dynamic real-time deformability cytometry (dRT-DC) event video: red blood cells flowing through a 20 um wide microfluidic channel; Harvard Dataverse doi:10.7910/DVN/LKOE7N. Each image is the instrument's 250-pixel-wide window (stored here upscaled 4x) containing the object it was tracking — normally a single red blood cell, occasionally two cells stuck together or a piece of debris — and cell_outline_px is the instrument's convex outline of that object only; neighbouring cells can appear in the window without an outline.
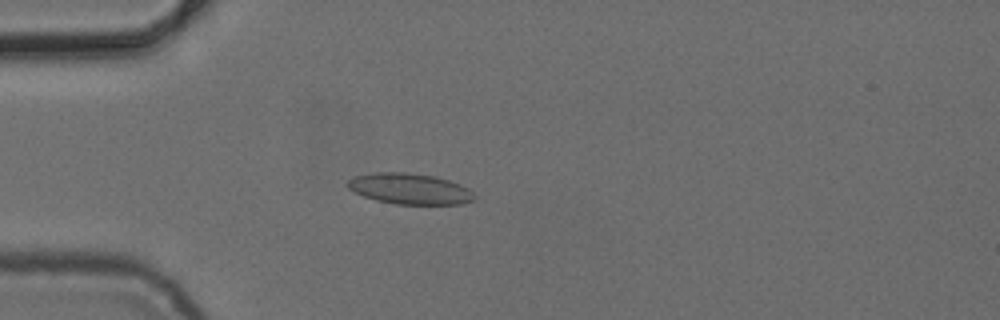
{"species": "common noctule bat (a hibernating species)", "species_latin": "Nyctalus noctula", "temperature_condition": "cold", "stored_images_in_passage": 5, "camera_frame_rate_fps": 3000, "um_per_image_px": 0.085, "animal": {"sex": "female", "body_mass_g": 24.6, "forearm_length_mm": 56.2}, "frame": {"image": 1, "passage_image": 5, "time_ms": 4.667, "image_size_px": [1000, 320], "cell_outline_px": [[476, 200], [460, 204], [396, 204], [376, 200], [364, 196], [348, 188], [344, 184], [348, 180], [356, 176], [376, 172], [404, 172], [432, 176], [448, 180], [460, 184], [468, 188], [476, 196]], "centroid_in_image_um": [34.84, 16.05], "position_along_channel_um": 50.2, "area_um2": 22.72}}